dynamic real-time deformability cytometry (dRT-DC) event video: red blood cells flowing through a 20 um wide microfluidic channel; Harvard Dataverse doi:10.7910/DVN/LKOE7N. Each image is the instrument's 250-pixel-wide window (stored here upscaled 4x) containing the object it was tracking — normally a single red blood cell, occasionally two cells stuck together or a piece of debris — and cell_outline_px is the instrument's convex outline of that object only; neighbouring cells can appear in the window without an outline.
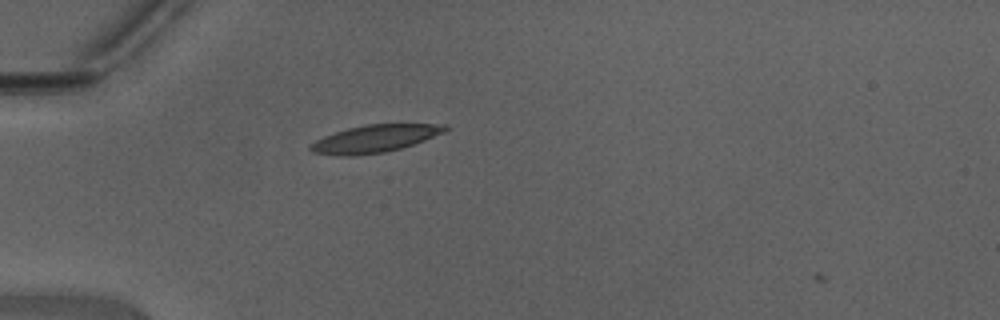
{"species": "Egyptian fruit bat (a non-hibernating species)", "species_latin": "Rousettus aegyptiacus", "temperature_condition": "warm", "stored_images_in_passage": 35, "camera_frame_rate_fps": 3000, "um_per_image_px": 0.085, "animal": {"sex": "male"}, "frame": {"image": 1, "passage_image": 2, "time_ms": 0.333, "image_size_px": [1000, 320], "cell_outline_px": [[448, 128], [444, 132], [424, 140], [400, 148], [384, 152], [352, 156], [340, 156], [312, 152], [308, 148], [308, 144], [324, 136], [348, 128], [368, 124], [448, 124]], "centroid_in_image_um": [31.82, 11.79], "position_along_channel_um": 53.2, "area_um2": 21.39}}
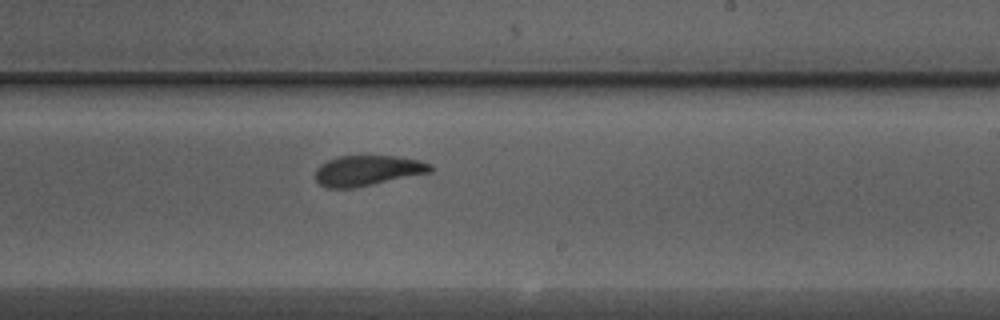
{"frame": {"image": 2, "passage_image": 17, "time_ms": 5.333, "image_size_px": [1000, 320], "cell_outline_px": [[432, 172], [352, 188], [328, 188], [320, 184], [316, 180], [316, 168], [320, 164], [328, 160], [340, 156], [396, 156], [420, 160], [432, 164]], "centroid_in_image_um": [31.25, 14.49], "position_along_channel_um": 257.8, "area_um2": 20.23}}
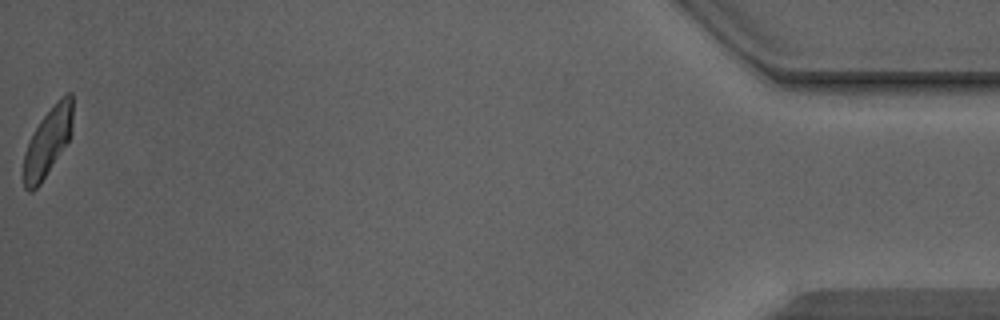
{"frame": {"image": 3, "passage_image": 35, "time_ms": 11.333, "image_size_px": [1000, 320], "cell_outline_px": [[72, 132], [68, 140], [40, 184], [32, 192], [28, 192], [24, 188], [24, 152], [28, 140], [40, 120], [56, 100], [64, 92], [72, 92]], "centroid_in_image_um": [4.05, 12.01], "position_along_channel_um": 431.1, "area_um2": 19.54}, "authors_computed_cell_mechanics": {"area_um2": 20.6924, "velocity_mm_per_s": 4.4138, "shape_relaxation_time_tau1_ms": 2.5981, "shape_relaxation_time_tau2_ms": 1.3673, "deformation_change_tau1": 0.146, "deformation_change_tau2": 0.1001}}